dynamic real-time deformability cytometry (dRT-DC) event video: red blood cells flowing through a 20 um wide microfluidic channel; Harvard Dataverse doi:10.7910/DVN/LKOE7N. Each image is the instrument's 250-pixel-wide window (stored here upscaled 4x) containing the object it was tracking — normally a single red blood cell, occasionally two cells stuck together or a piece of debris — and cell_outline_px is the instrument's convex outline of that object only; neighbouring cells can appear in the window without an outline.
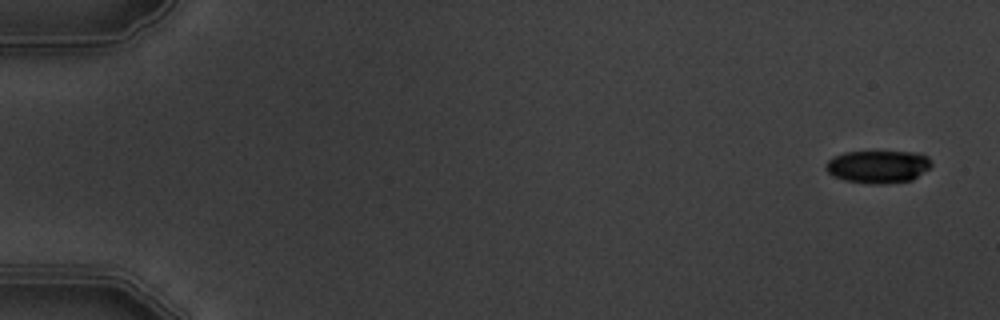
{"species": "common noctule bat (a hibernating species)", "species_latin": "Nyctalus noctula", "temperature_condition": "warm", "stored_images_in_passage": 6, "segment_of_instrument_passage": [1, 2], "camera_frame_rate_fps": 3000, "um_per_image_px": 0.085, "animal": {"sex": "male", "body_mass_g": 19.5, "forearm_length_mm": 54.6}, "frame": {"image": 1, "passage_image": 1, "time_ms": 0.0, "image_size_px": [1000, 320], "cell_outline_px": [[932, 164], [928, 168], [912, 180], [888, 184], [868, 184], [844, 180], [832, 176], [824, 168], [824, 164], [832, 156], [844, 152], [912, 152], [928, 156]], "centroid_in_image_um": [74.58, 14.17], "position_along_channel_um": 10.4, "area_um2": 20.29}}